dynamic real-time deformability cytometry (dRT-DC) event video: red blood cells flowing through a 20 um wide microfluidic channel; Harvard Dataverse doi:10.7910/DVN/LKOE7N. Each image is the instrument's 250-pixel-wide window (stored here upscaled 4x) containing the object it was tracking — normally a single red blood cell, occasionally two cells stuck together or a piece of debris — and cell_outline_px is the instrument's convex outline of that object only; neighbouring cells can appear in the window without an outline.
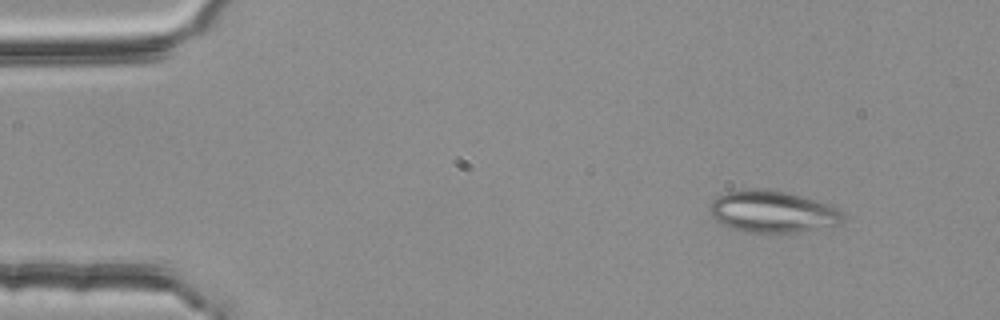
{"species": "common noctule bat (a hibernating species)", "species_latin": "Nyctalus noctula", "temperature_condition": "room temperature", "stored_images_in_passage": 3, "segment_of_instrument_passage": [1, 2], "camera_frame_rate_fps": 3000, "um_per_image_px": 0.085, "animal": {"sex": "female", "body_mass_g": 25.1}, "frame": {"image": 1, "passage_image": 1, "time_ms": 0.0, "image_size_px": [1000, 320], "cell_outline_px": [[844, 220], [840, 224], [800, 232], [744, 232], [724, 224], [716, 220], [708, 212], [708, 204], [716, 196], [724, 192], [748, 188], [768, 188], [816, 200], [828, 204], [836, 208], [844, 216]], "centroid_in_image_um": [65.61, 17.97], "position_along_channel_um": 19.4, "area_um2": 32.6}}